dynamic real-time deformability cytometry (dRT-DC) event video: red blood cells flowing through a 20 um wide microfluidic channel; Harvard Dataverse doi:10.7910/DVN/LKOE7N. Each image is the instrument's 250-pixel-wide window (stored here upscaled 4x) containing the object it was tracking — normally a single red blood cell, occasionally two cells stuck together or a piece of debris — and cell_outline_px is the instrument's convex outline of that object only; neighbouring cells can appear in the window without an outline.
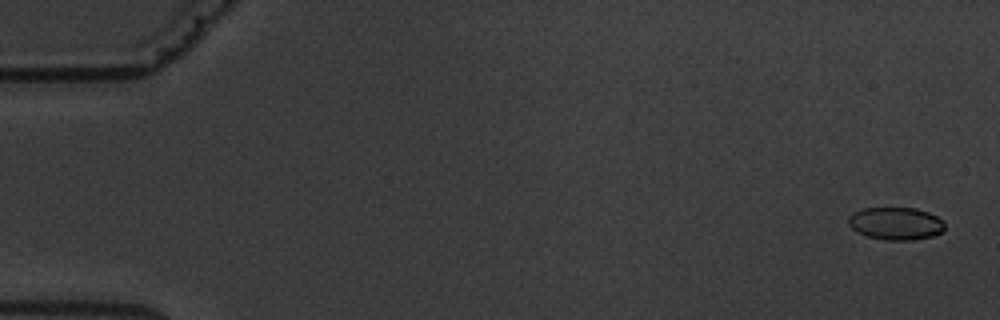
{"species": "common noctule bat (a hibernating species)", "species_latin": "Nyctalus noctula", "temperature_condition": "warm", "stored_images_in_passage": 5, "camera_frame_rate_fps": 3000, "um_per_image_px": 0.085, "animal": {"sex": "male", "body_mass_g": 19.5, "forearm_length_mm": 54.6}, "frame": {"image": 1, "passage_image": 1, "time_ms": 0.0, "image_size_px": [1000, 320], "cell_outline_px": [[944, 232], [932, 236], [912, 240], [884, 240], [868, 236], [856, 232], [848, 224], [848, 216], [852, 212], [864, 208], [916, 208], [928, 212], [944, 220]], "centroid_in_image_um": [76.14, 19.0], "position_along_channel_um": 8.9, "area_um2": 18.5}}
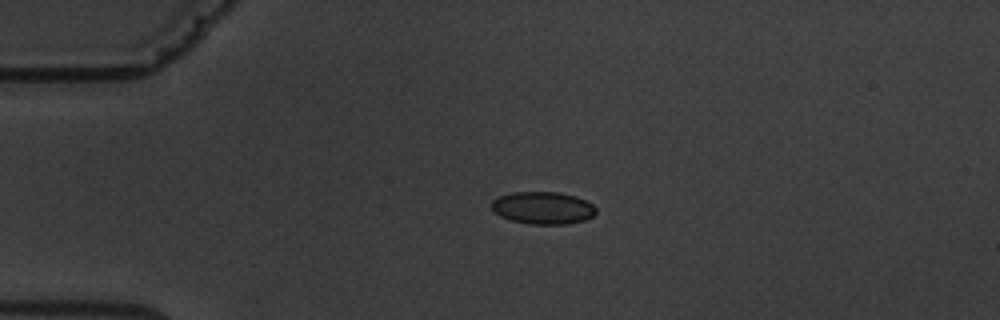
{"frame": {"image": 2, "passage_image": 4, "time_ms": 4.0, "image_size_px": [1000, 320], "cell_outline_px": [[596, 212], [592, 216], [584, 220], [568, 224], [528, 224], [512, 220], [500, 216], [492, 212], [492, 200], [500, 196], [512, 192], [560, 192], [576, 196], [592, 204], [596, 208]], "centroid_in_image_um": [46.13, 17.67], "position_along_channel_um": 38.9, "area_um2": 19.77}}